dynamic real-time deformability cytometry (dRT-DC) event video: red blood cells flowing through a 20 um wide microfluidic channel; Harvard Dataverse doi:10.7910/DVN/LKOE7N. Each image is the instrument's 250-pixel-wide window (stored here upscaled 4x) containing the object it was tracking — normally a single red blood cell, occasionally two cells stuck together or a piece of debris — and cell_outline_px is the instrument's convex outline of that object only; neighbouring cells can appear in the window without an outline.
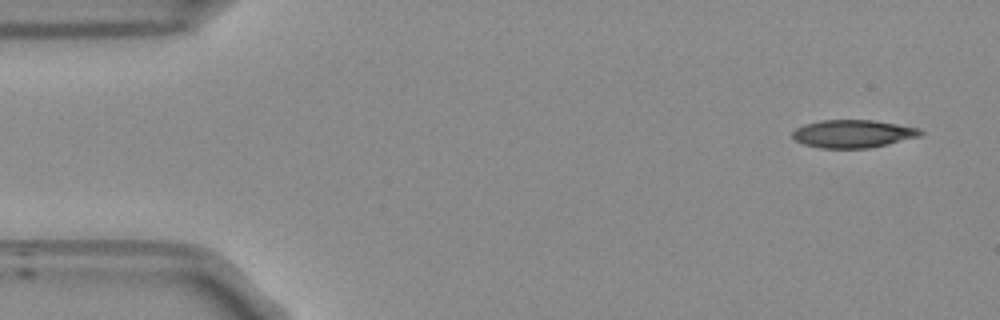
{"species": "Egyptian fruit bat (a non-hibernating species)", "species_latin": "Rousettus aegyptiacus", "temperature_condition": "room temperature", "stored_images_in_passage": 50, "camera_frame_rate_fps": 3000, "um_per_image_px": 0.085, "frame": {"image": 1, "passage_image": 1, "time_ms": 0.0, "image_size_px": [1000, 320], "cell_outline_px": [[924, 132], [920, 136], [888, 144], [868, 148], [820, 148], [804, 144], [796, 140], [792, 136], [792, 132], [796, 128], [804, 124], [820, 120], [872, 120], [920, 128]], "centroid_in_image_um": [72.5, 11.37], "position_along_channel_um": 12.5, "area_um2": 20.75}}
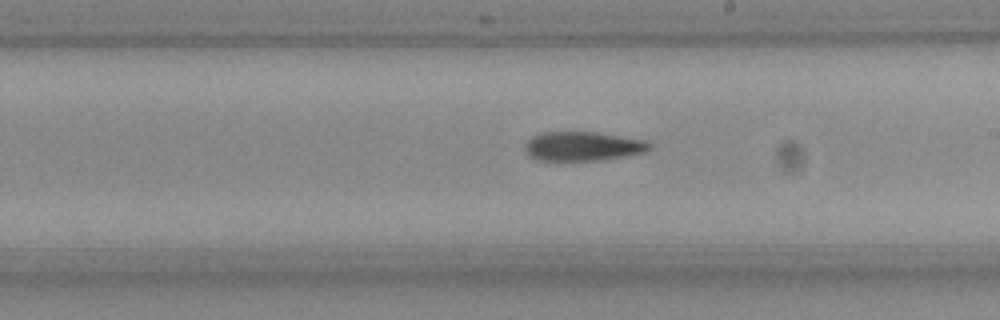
{"frame": {"image": 2, "passage_image": 27, "time_ms": 8.667, "image_size_px": [1000, 320], "cell_outline_px": [[652, 148], [644, 152], [600, 160], [556, 164], [536, 160], [528, 156], [524, 152], [524, 144], [532, 136], [540, 132], [596, 132], [644, 140], [652, 144]], "centroid_in_image_um": [49.41, 12.48], "position_along_channel_um": 239.6, "area_um2": 22.14}}
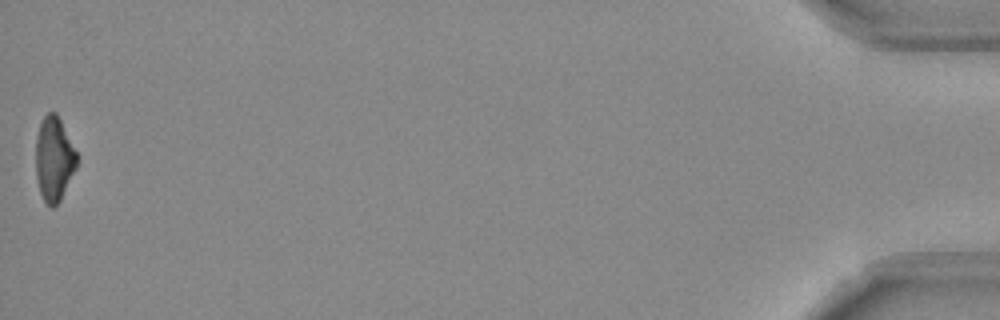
{"frame": {"image": 3, "passage_image": 50, "time_ms": 16.333, "image_size_px": [1000, 320], "cell_outline_px": [[76, 168], [60, 200], [52, 208], [44, 200], [40, 192], [36, 176], [36, 136], [40, 124], [44, 116], [48, 112], [56, 112], [76, 152]], "centroid_in_image_um": [4.57, 13.51], "position_along_channel_um": 430.6, "area_um2": 19.77}, "authors_computed_cell_mechanics": {"area_um2": 21.5305, "velocity_mm_per_s": 3.8448, "shape_relaxation_time_tau1_ms": 7.3241, "shape_relaxation_time_tau2_ms": 10.216, "deformation_change_tau1": 0.2125, "deformation_change_tau2": 0.2333}}